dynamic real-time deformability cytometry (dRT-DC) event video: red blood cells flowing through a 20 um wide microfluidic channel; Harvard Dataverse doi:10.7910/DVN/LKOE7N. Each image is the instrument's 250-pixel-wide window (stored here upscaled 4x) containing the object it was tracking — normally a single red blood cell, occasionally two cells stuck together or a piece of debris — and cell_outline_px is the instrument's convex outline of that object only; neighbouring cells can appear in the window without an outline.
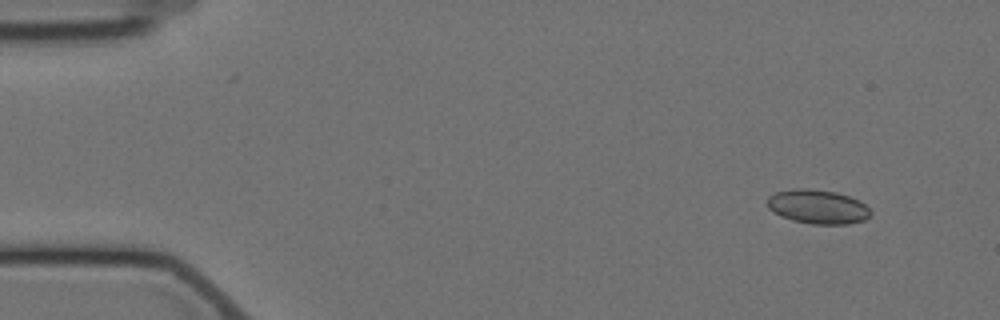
{"species": "Egyptian fruit bat (a non-hibernating species)", "species_latin": "Rousettus aegyptiacus", "temperature_condition": "cold", "stored_images_in_passage": 5, "camera_frame_rate_fps": 3000, "um_per_image_px": 0.085, "animal": {"sex": "female"}, "frame": {"image": 1, "passage_image": 1, "time_ms": 0.0, "image_size_px": [1000, 320], "cell_outline_px": [[872, 212], [864, 220], [848, 224], [812, 224], [792, 220], [780, 216], [768, 208], [768, 196], [776, 192], [796, 188], [812, 188], [836, 192], [860, 200]], "centroid_in_image_um": [69.5, 17.56], "position_along_channel_um": 15.5, "area_um2": 20.58}}
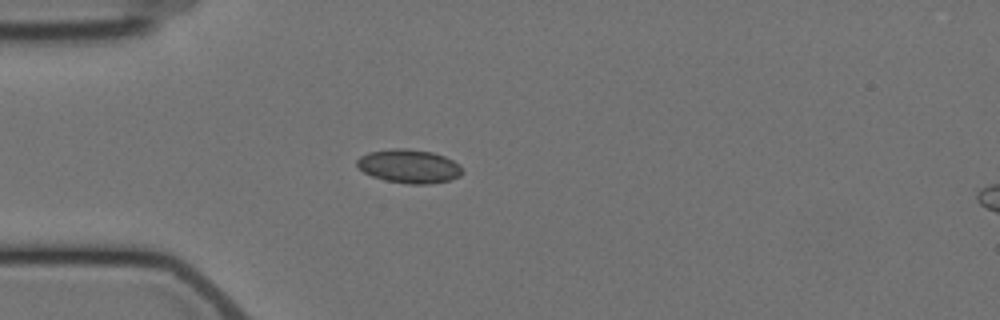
{"frame": {"image": 2, "passage_image": 4, "time_ms": 3.667, "image_size_px": [1000, 320], "cell_outline_px": [[464, 172], [460, 176], [448, 180], [432, 184], [408, 184], [384, 180], [372, 176], [364, 172], [356, 164], [356, 160], [360, 156], [368, 152], [392, 148], [404, 148], [432, 152], [444, 156], [460, 164]], "centroid_in_image_um": [34.78, 14.13], "position_along_channel_um": 50.2, "area_um2": 20.81}}